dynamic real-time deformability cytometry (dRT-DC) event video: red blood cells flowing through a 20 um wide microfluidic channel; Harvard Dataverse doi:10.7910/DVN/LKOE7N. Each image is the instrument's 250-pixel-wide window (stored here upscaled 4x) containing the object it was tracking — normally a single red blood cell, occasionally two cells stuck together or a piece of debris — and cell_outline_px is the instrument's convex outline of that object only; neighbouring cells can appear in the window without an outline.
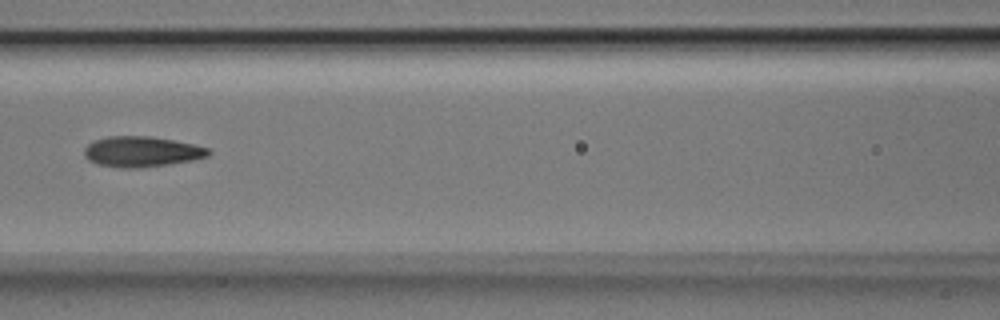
{"species": "Egyptian fruit bat (a non-hibernating species)", "species_latin": "Rousettus aegyptiacus", "temperature_condition": "room temperature", "stored_images_in_passage": 7, "camera_frame_rate_fps": 3000, "um_per_image_px": 0.085, "animal": {"sex": "male"}, "frame": {"image": 1, "passage_image": 6, "time_ms": 1.667, "image_size_px": [1000, 320], "cell_outline_px": [[212, 152], [208, 156], [192, 160], [168, 164], [140, 168], [124, 168], [96, 164], [88, 160], [84, 156], [84, 148], [92, 140], [108, 136], [152, 136], [192, 144], [208, 148]], "centroid_in_image_um": [12.0, 12.89], "position_along_channel_um": 154.6, "area_um2": 22.14}}
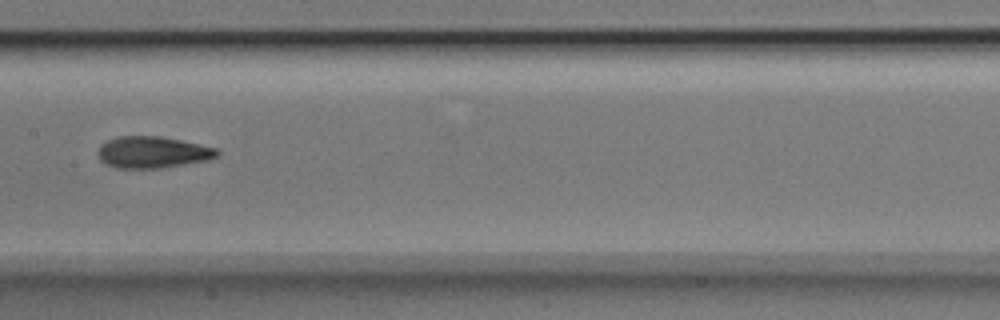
{"frame": {"image": 2, "passage_image": 7, "time_ms": 2.0, "image_size_px": [1000, 320], "cell_outline_px": [[220, 152], [216, 156], [208, 160], [160, 168], [116, 168], [104, 164], [100, 160], [96, 152], [100, 144], [108, 140], [120, 136], [160, 136], [180, 140], [216, 148]], "centroid_in_image_um": [12.91, 12.94], "position_along_channel_um": 194.5, "area_um2": 21.96}}